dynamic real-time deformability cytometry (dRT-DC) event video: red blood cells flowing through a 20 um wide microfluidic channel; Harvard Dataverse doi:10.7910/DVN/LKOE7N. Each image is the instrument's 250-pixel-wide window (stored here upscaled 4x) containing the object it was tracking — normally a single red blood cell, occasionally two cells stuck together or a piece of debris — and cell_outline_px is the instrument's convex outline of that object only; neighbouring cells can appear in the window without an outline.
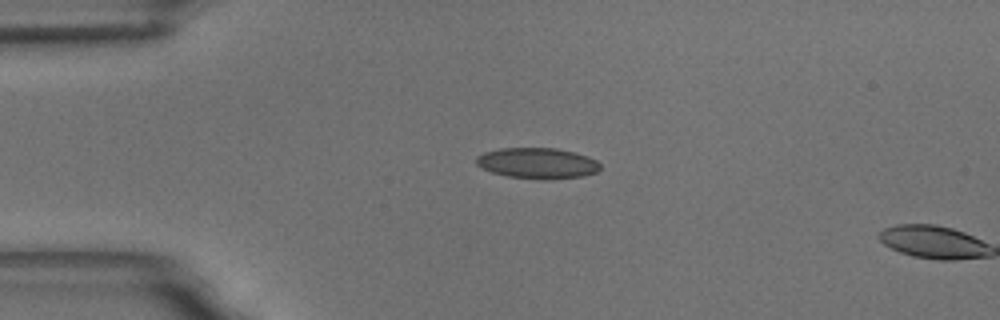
{"species": "common noctule bat (a hibernating species)", "species_latin": "Nyctalus noctula", "temperature_condition": "room temperature", "stored_images_in_passage": 2, "camera_frame_rate_fps": 3000, "um_per_image_px": 0.085, "animal": {"sex": "male", "body_mass_g": 18.8}, "frame": {"image": 1, "passage_image": 1, "time_ms": 0.0, "image_size_px": [1000, 320], "cell_outline_px": [[600, 168], [596, 172], [584, 176], [544, 180], [508, 176], [492, 172], [476, 164], [476, 156], [484, 152], [500, 148], [556, 148], [588, 156], [596, 160], [600, 164]], "centroid_in_image_um": [45.69, 13.87], "position_along_channel_um": 39.3, "area_um2": 22.2}}